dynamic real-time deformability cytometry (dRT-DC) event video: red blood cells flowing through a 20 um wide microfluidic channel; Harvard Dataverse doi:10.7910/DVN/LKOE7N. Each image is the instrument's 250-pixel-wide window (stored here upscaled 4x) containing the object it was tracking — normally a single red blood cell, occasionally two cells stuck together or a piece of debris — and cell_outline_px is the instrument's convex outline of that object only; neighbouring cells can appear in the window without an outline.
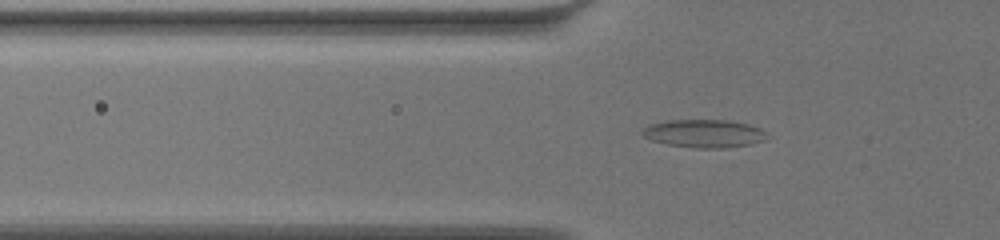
{"species": "common noctule bat (a hibernating species)", "species_latin": "Nyctalus noctula", "temperature_condition": "warm", "stored_images_in_passage": 47, "camera_frame_rate_fps": 3000, "um_per_image_px": 0.085, "animal": {"sex": "female", "body_mass_g": 19.5, "forearm_length_mm": 54.1}, "frame": {"image": 1, "passage_image": 8, "time_ms": 2.333, "image_size_px": [1000, 240], "cell_outline_px": [[768, 132], [764, 140], [752, 144], [724, 148], [696, 148], [668, 144], [652, 140], [644, 136], [640, 132], [648, 124], [664, 120], [728, 120], [748, 124], [760, 128]], "centroid_in_image_um": [59.85, 11.34], "position_along_channel_um": 66.0, "area_um2": 20.46}}
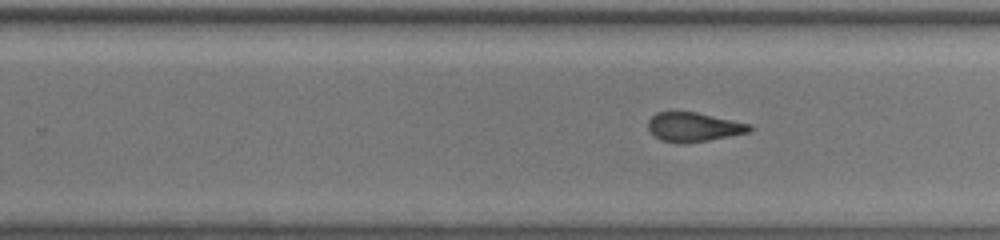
{"frame": {"image": 2, "passage_image": 26, "time_ms": 8.333, "image_size_px": [1000, 240], "cell_outline_px": [[756, 128], [752, 132], [708, 140], [684, 144], [676, 144], [660, 140], [648, 128], [648, 120], [656, 112], [696, 112], [752, 124]], "centroid_in_image_um": [59.01, 10.81], "position_along_channel_um": 270.8, "area_um2": 17.51}}
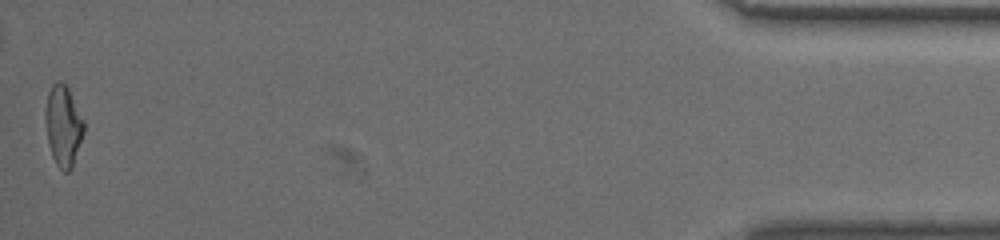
{"frame": {"image": 3, "passage_image": 47, "time_ms": 15.333, "image_size_px": [1000, 240], "cell_outline_px": [[84, 132], [72, 168], [68, 172], [64, 172], [56, 164], [52, 156], [48, 144], [44, 116], [44, 112], [48, 92], [52, 84], [56, 80], [60, 80], [68, 88], [84, 120]], "centroid_in_image_um": [5.36, 10.68], "position_along_channel_um": 429.8, "area_um2": 18.26}, "authors_computed_cell_mechanics": {"area_um2": 18.1492, "velocity_mm_per_s": 3.4713, "shape_relaxation_time_tau1_ms": 10.8887, "shape_relaxation_time_tau2_ms": 2.1048, "deformation_change_tau1": 0.2437, "deformation_change_tau2": 0.1076}}